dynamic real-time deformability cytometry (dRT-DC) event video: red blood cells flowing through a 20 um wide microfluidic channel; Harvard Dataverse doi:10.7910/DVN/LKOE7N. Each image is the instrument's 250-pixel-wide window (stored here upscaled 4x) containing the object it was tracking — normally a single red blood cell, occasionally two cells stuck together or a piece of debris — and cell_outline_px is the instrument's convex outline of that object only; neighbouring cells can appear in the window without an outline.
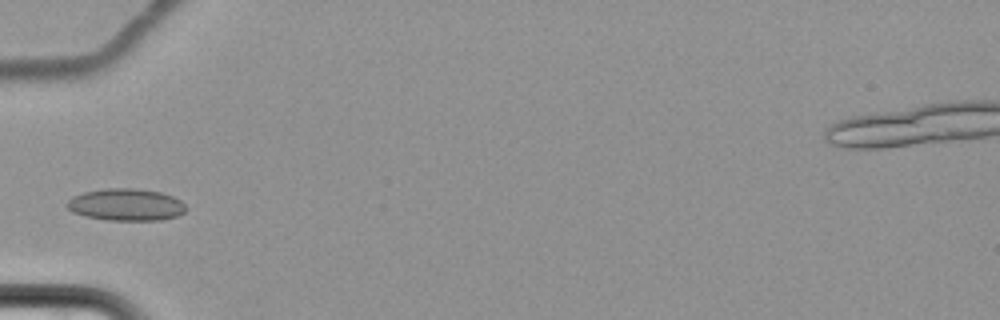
{"species": "common noctule bat (a hibernating species)", "species_latin": "Nyctalus noctula", "temperature_condition": "cold", "stored_images_in_passage": 4, "camera_frame_rate_fps": 3000, "um_per_image_px": 0.085, "animal": {"sex": "female", "body_mass_g": 22.7, "forearm_length_mm": 54.2}, "frame": {"image": 1, "passage_image": 4, "time_ms": 3.667, "image_size_px": [1000, 320], "cell_outline_px": [[188, 208], [184, 212], [176, 216], [160, 220], [108, 220], [84, 216], [72, 212], [64, 204], [72, 196], [84, 192], [108, 188], [136, 188], [160, 192], [172, 196], [180, 200]], "centroid_in_image_um": [10.69, 17.39], "position_along_channel_um": 74.3, "area_um2": 22.31}}